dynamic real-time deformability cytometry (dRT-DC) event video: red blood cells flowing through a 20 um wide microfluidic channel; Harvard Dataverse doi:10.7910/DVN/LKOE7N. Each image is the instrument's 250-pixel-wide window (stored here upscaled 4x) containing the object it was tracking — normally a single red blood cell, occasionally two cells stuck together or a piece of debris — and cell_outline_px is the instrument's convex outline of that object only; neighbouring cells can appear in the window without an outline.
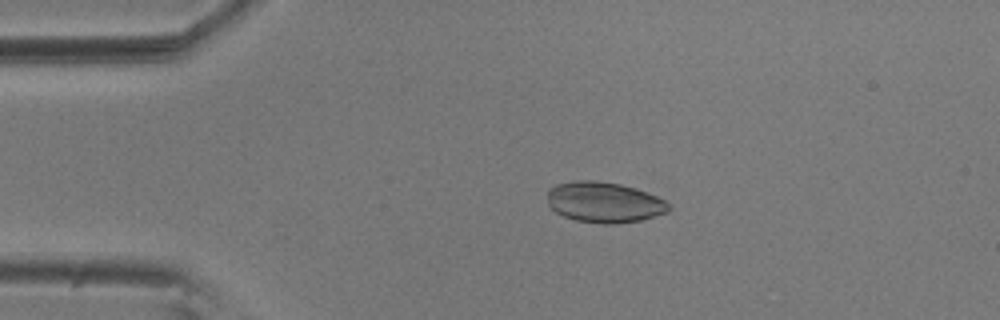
{"species": "common noctule bat (a hibernating species)", "species_latin": "Nyctalus noctula", "temperature_condition": "room temperature", "stored_images_in_passage": 16, "camera_frame_rate_fps": 3000, "um_per_image_px": 0.085, "animal": {"sex": "male", "body_mass_g": 20.5, "forearm_length_mm": 52.5}, "frame": {"image": 1, "passage_image": 11, "time_ms": 3.333, "image_size_px": [1000, 320], "cell_outline_px": [[672, 208], [668, 212], [640, 220], [616, 224], [604, 224], [576, 220], [564, 216], [556, 212], [548, 204], [548, 188], [556, 184], [576, 180], [596, 180], [620, 184], [636, 188], [656, 196], [664, 200]], "centroid_in_image_um": [51.35, 17.18], "position_along_channel_um": 33.7, "area_um2": 28.78}}